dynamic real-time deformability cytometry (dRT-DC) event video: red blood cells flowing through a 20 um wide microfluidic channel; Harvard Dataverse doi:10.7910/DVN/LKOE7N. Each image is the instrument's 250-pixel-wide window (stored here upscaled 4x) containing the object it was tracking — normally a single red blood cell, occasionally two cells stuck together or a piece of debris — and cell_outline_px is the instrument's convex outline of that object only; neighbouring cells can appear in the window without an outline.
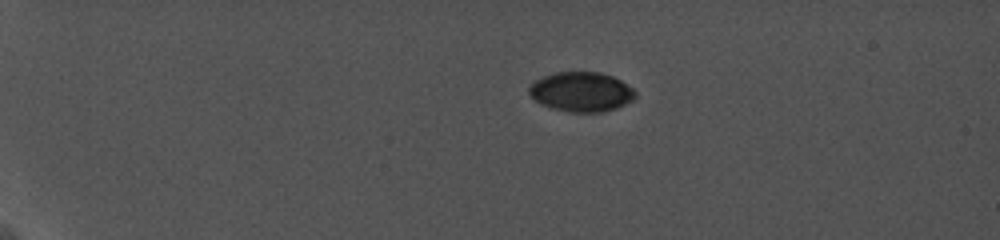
{"species": "common noctule bat (a hibernating species)", "species_latin": "Nyctalus noctula", "temperature_condition": "cold", "stored_images_in_passage": 16, "camera_frame_rate_fps": 5000, "um_per_image_px": 0.085, "animal": {"sex": "female", "body_mass_g": 19.0, "forearm_length_mm": 56.7}, "frame": {"image": 1, "passage_image": 9, "time_ms": 4.6, "image_size_px": [1000, 240], "cell_outline_px": [[636, 96], [632, 100], [616, 108], [604, 112], [568, 112], [552, 108], [540, 104], [528, 92], [528, 88], [536, 80], [544, 76], [556, 72], [600, 72], [612, 76], [620, 80], [632, 88], [636, 92]], "centroid_in_image_um": [49.41, 7.81], "position_along_channel_um": 35.6, "area_um2": 24.45}}
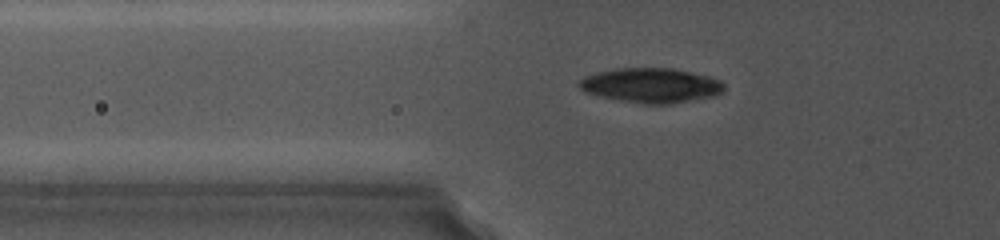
{"frame": {"image": 2, "passage_image": 15, "time_ms": 8.0, "image_size_px": [1000, 240], "cell_outline_px": [[724, 92], [716, 96], [672, 104], [644, 104], [620, 100], [600, 96], [584, 92], [576, 84], [584, 76], [596, 72], [612, 68], [672, 68], [692, 72], [708, 76], [720, 80], [724, 84]], "centroid_in_image_um": [55.34, 7.26], "position_along_channel_um": 70.5, "area_um2": 29.65}}